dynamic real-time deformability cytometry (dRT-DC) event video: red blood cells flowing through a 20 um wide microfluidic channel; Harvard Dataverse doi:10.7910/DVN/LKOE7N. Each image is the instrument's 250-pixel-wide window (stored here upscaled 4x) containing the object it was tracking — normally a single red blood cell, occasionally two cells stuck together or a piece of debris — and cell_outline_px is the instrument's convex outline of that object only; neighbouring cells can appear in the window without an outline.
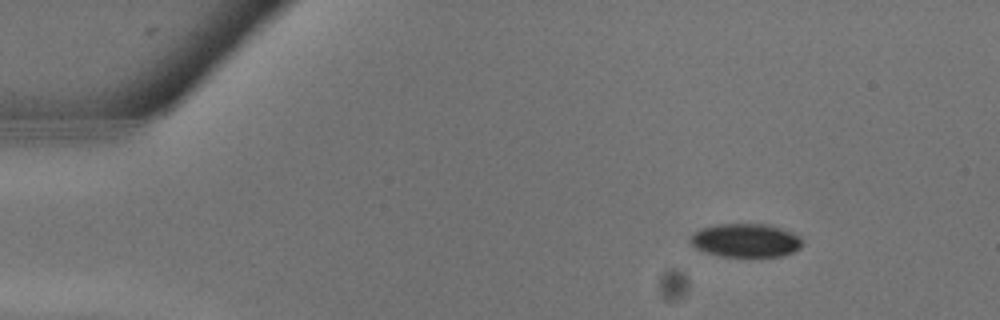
{"species": "common noctule bat (a hibernating species)", "species_latin": "Nyctalus noctula", "temperature_condition": "warm", "stored_images_in_passage": 9, "camera_frame_rate_fps": 3000, "um_per_image_px": 0.085, "animal": {"sex": "male", "body_mass_g": 13.3}, "frame": {"image": 1, "passage_image": 1, "time_ms": 0.0, "image_size_px": [1000, 320], "cell_outline_px": [[804, 244], [800, 248], [784, 256], [752, 260], [720, 256], [704, 252], [688, 244], [688, 236], [700, 228], [716, 224], [768, 224], [792, 232], [800, 236]], "centroid_in_image_um": [63.36, 20.49], "position_along_channel_um": 21.6, "area_um2": 23.18}}
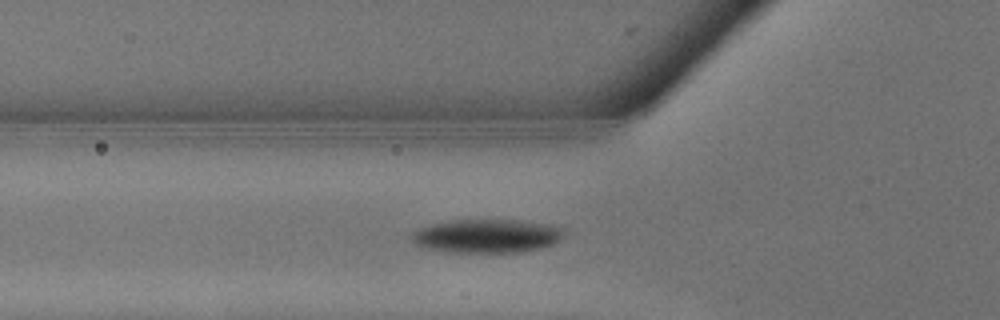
{"frame": {"image": 2, "passage_image": 7, "time_ms": 2.0, "image_size_px": [1000, 320], "cell_outline_px": [[564, 236], [556, 244], [524, 252], [452, 252], [420, 248], [412, 240], [412, 232], [428, 224], [448, 220], [524, 220], [552, 224], [564, 228]], "centroid_in_image_um": [41.42, 20.05], "position_along_channel_um": 84.4, "area_um2": 30.46}}